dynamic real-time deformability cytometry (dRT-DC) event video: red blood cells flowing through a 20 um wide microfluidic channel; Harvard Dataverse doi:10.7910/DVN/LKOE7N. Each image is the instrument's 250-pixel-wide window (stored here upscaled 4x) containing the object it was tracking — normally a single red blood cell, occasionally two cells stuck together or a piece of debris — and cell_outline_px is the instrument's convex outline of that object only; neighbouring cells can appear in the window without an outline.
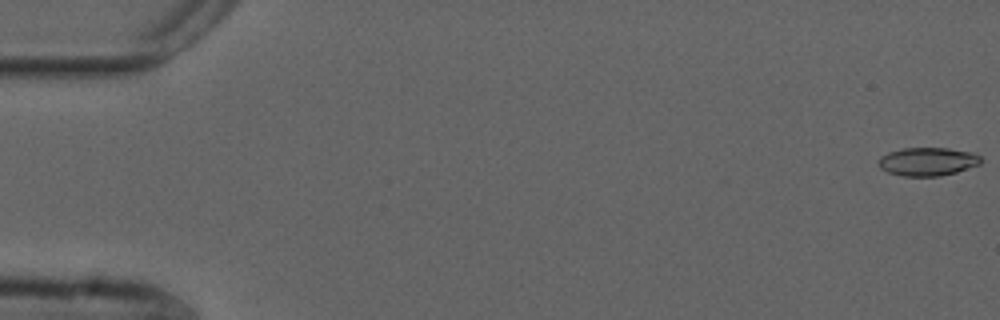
{"species": "common noctule bat (a hibernating species)", "species_latin": "Nyctalus noctula", "temperature_condition": "cold", "stored_images_in_passage": 55, "camera_frame_rate_fps": 3000, "um_per_image_px": 0.085, "animal": {"sex": "male", "forearm_length_mm": 52.5}, "frame": {"image": 1, "passage_image": 1, "time_ms": 0.0, "image_size_px": [1000, 320], "cell_outline_px": [[984, 160], [980, 164], [956, 172], [940, 176], [904, 176], [888, 172], [880, 168], [876, 164], [876, 160], [880, 156], [888, 152], [904, 148], [948, 148], [972, 152], [980, 156]], "centroid_in_image_um": [78.83, 13.73], "position_along_channel_um": 6.2, "area_um2": 17.11}}
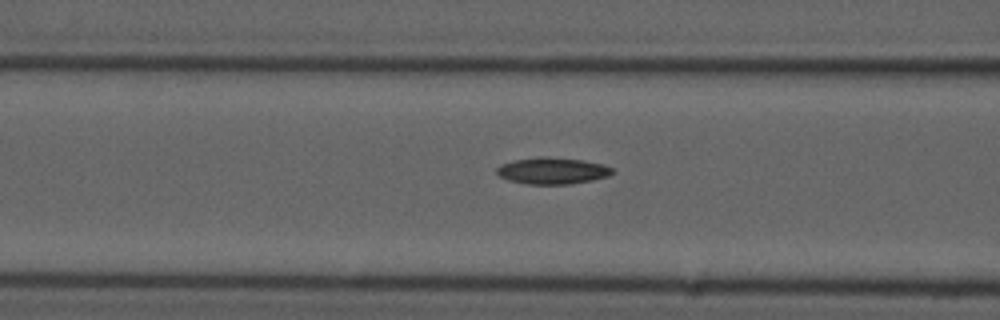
{"frame": {"image": 2, "passage_image": 22, "time_ms": 7.0, "image_size_px": [1000, 320], "cell_outline_px": [[616, 172], [608, 176], [592, 180], [568, 184], [528, 184], [508, 180], [500, 176], [496, 172], [496, 168], [500, 164], [516, 160], [540, 156], [544, 156], [584, 160], [604, 164], [612, 168]], "centroid_in_image_um": [46.97, 14.51], "position_along_channel_um": 119.6, "area_um2": 17.98}}
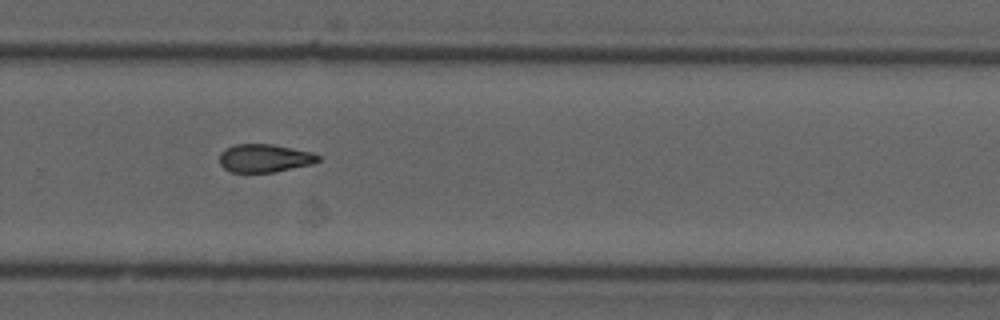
{"frame": {"image": 3, "passage_image": 37, "time_ms": 12.0, "image_size_px": [1000, 320], "cell_outline_px": [[320, 160], [312, 164], [272, 172], [232, 172], [224, 168], [220, 164], [220, 152], [224, 148], [236, 144], [272, 144], [312, 152], [320, 156]], "centroid_in_image_um": [22.47, 13.43], "position_along_channel_um": 307.3, "area_um2": 16.13}, "authors_computed_cell_mechanics": {"area_um2": 16.9932, "velocity_mm_per_s": 3.7572, "shape_relaxation_time_tau1_ms": null, "shape_relaxation_time_tau2_ms": 7.0272, "deformation_change_tau1": null, "deformation_change_tau2": 0.1507}}